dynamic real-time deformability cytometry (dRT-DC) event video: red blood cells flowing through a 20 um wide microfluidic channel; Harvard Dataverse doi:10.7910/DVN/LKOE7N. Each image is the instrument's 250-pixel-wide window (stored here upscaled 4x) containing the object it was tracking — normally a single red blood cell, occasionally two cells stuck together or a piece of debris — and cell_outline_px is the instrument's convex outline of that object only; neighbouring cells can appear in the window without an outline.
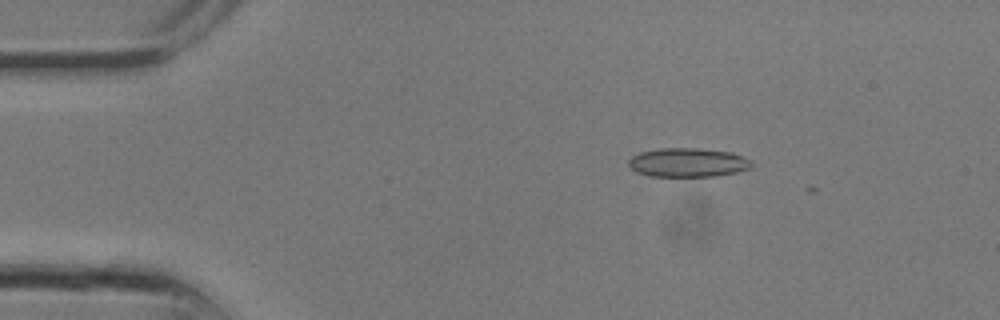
{"species": "common noctule bat (a hibernating species)", "species_latin": "Nyctalus noctula", "temperature_condition": "room temperature", "stored_images_in_passage": 5, "camera_frame_rate_fps": 3000, "um_per_image_px": 0.085, "animal": {"sex": "male", "body_mass_g": 13.3}, "frame": {"image": 1, "passage_image": 3, "time_ms": 0.667, "image_size_px": [1000, 320], "cell_outline_px": [[752, 168], [736, 172], [716, 176], [648, 176], [636, 172], [628, 164], [628, 160], [632, 156], [640, 152], [660, 148], [700, 148], [732, 152], [752, 160]], "centroid_in_image_um": [58.48, 13.81], "position_along_channel_um": 26.5, "area_um2": 20.92}}